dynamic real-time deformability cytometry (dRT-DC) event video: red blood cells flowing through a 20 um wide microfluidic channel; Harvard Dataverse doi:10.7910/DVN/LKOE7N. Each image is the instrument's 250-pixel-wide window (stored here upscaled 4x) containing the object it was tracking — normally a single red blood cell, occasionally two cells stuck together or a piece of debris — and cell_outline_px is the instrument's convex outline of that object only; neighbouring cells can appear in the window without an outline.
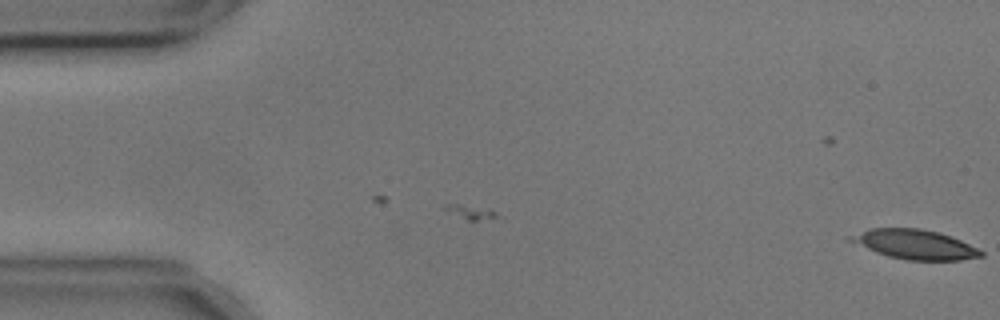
{"species": "common noctule bat (a hibernating species)", "species_latin": "Nyctalus noctula", "temperature_condition": "cold", "stored_images_in_passage": 7, "camera_frame_rate_fps": 3000, "um_per_image_px": 0.085, "animal": {"sex": "male", "body_mass_g": 17.9, "forearm_length_mm": 54.2}, "frame": {"image": 1, "passage_image": 7, "time_ms": 2.0, "image_size_px": [1000, 320], "cell_outline_px": [[984, 256], [960, 260], [908, 260], [888, 256], [876, 252], [844, 240], [848, 236], [872, 228], [920, 228], [936, 232], [960, 240], [984, 252]], "centroid_in_image_um": [77.71, 20.77], "position_along_channel_um": 7.3, "area_um2": 22.25}}